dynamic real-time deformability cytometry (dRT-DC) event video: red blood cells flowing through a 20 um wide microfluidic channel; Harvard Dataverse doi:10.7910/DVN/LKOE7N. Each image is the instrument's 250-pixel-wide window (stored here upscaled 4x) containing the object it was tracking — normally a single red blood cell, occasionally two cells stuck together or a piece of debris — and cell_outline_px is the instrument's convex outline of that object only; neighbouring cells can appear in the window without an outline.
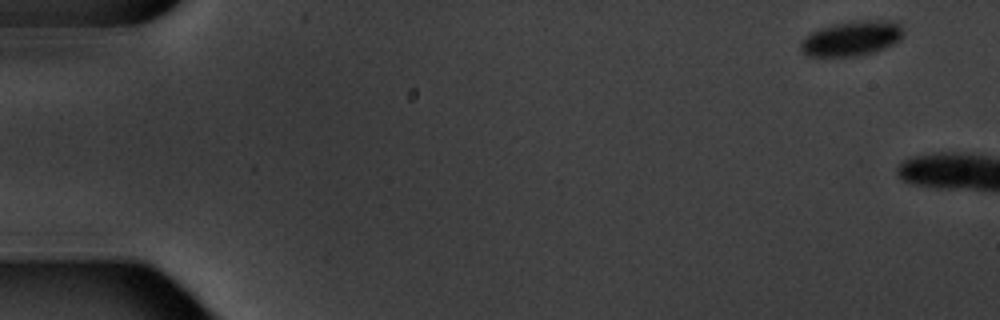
{"species": "common noctule bat (a hibernating species)", "species_latin": "Nyctalus noctula", "temperature_condition": "warm", "stored_images_in_passage": 4, "camera_frame_rate_fps": 3000, "um_per_image_px": 0.085, "animal": {"sex": "male", "body_mass_g": 20.1, "forearm_length_mm": 53.5}, "frame": {"image": 1, "passage_image": 1, "time_ms": 0.0, "image_size_px": [1000, 320], "cell_outline_px": [[904, 32], [900, 40], [884, 48], [860, 56], [808, 56], [800, 48], [800, 44], [804, 36], [820, 28], [852, 20], [892, 20], [900, 24]], "centroid_in_image_um": [72.41, 3.25], "position_along_channel_um": 12.6, "area_um2": 20.92}}